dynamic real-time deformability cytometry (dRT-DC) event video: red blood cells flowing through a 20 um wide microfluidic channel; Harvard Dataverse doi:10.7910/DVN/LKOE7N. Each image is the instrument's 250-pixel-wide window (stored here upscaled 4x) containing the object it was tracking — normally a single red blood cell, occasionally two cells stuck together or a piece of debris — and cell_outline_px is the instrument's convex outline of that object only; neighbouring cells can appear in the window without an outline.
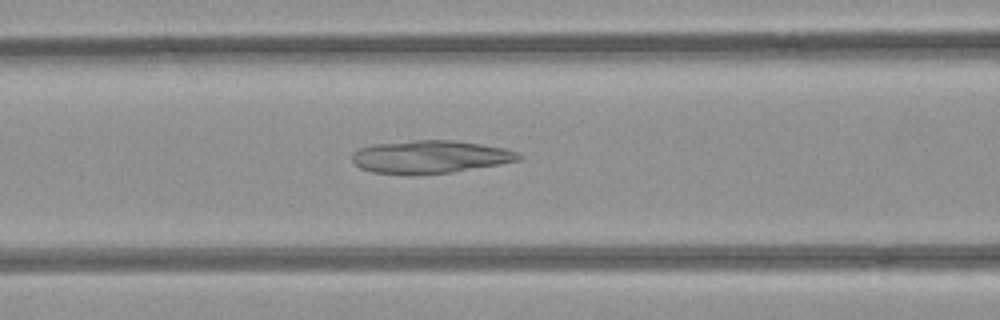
{"species": "common noctule bat (a hibernating species)", "species_latin": "Nyctalus noctula", "temperature_condition": "room temperature", "stored_images_in_passage": 5, "camera_frame_rate_fps": 3000, "um_per_image_px": 0.085, "animal": {"sex": "female", "body_mass_g": 21.9}, "frame": {"image": 1, "passage_image": 5, "time_ms": 1.333, "image_size_px": [1000, 320], "cell_outline_px": [[524, 156], [520, 160], [500, 164], [452, 172], [416, 176], [404, 176], [372, 172], [360, 168], [352, 160], [352, 152], [360, 148], [372, 144], [412, 140], [452, 140], [508, 148], [520, 152]], "centroid_in_image_um": [36.57, 13.35], "position_along_channel_um": 130.0, "area_um2": 32.66}}